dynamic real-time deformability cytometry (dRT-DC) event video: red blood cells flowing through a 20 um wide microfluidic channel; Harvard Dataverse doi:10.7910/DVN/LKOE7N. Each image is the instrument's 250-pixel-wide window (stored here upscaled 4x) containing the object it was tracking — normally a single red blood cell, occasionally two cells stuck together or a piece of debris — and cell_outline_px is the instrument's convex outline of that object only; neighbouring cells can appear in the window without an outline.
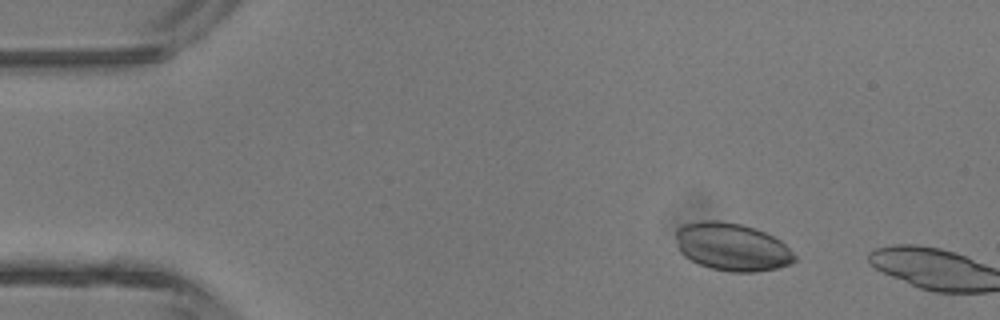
{"species": "common noctule bat (a hibernating species)", "species_latin": "Nyctalus noctula", "temperature_condition": "room temperature", "stored_images_in_passage": 3, "camera_frame_rate_fps": 3000, "um_per_image_px": 0.085, "animal": {"sex": "male", "body_mass_g": 13.3}, "frame": {"image": 1, "passage_image": 2, "time_ms": 1.0, "image_size_px": [1000, 320], "cell_outline_px": [[796, 260], [792, 264], [776, 268], [756, 272], [732, 272], [708, 268], [684, 256], [680, 252], [676, 236], [676, 228], [684, 224], [700, 220], [720, 220], [740, 224], [764, 232], [780, 240], [796, 256]], "centroid_in_image_um": [62.21, 20.99], "position_along_channel_um": 22.8, "area_um2": 33.06}}